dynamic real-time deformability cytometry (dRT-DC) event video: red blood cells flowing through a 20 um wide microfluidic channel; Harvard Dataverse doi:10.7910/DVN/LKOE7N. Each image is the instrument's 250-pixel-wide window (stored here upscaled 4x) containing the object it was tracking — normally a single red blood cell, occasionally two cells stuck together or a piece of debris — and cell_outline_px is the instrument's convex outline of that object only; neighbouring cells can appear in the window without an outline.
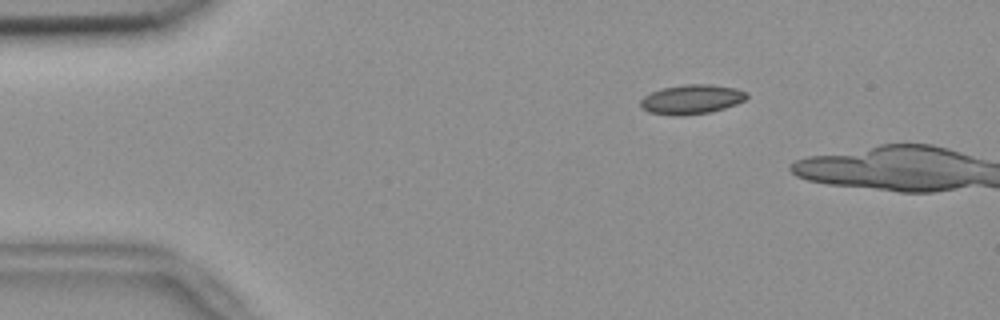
{"species": "common noctule bat (a hibernating species)", "species_latin": "Nyctalus noctula", "temperature_condition": "room temperature", "stored_images_in_passage": 16, "camera_frame_rate_fps": 3000, "um_per_image_px": 0.085, "animal": {"sex": "female", "body_mass_g": 18.4}, "frame": {"image": 1, "passage_image": 5, "time_ms": 1.333, "image_size_px": [1000, 320], "cell_outline_px": [[748, 96], [744, 100], [736, 104], [712, 112], [680, 116], [676, 116], [648, 112], [640, 108], [640, 100], [644, 96], [652, 92], [664, 88], [684, 84], [708, 84], [736, 88], [748, 92]], "centroid_in_image_um": [58.78, 8.45], "position_along_channel_um": 26.2, "area_um2": 18.32}}